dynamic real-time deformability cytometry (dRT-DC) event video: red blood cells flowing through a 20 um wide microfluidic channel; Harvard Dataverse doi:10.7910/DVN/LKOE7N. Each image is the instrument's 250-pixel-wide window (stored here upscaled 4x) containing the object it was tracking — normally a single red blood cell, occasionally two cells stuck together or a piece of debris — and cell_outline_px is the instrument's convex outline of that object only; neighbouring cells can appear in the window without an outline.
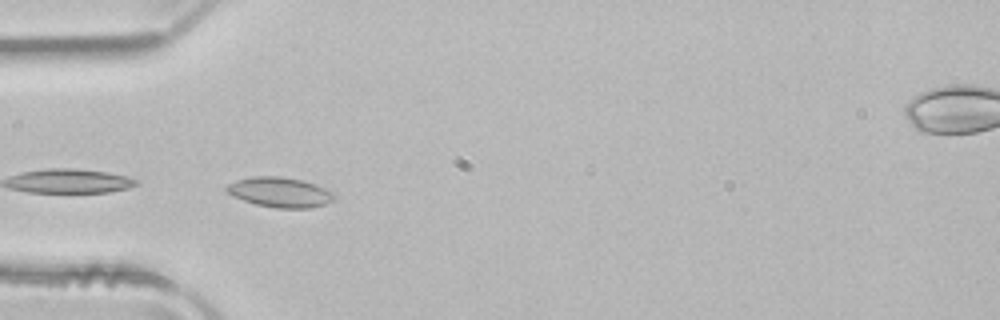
{"species": "common noctule bat (a hibernating species)", "species_latin": "Nyctalus noctula", "temperature_condition": "room temperature", "stored_images_in_passage": 14, "camera_frame_rate_fps": 3000, "um_per_image_px": 0.085, "animal": {"sex": "male", "body_mass_g": 21.5, "forearm_length_mm": 52.0}, "frame": {"image": 1, "passage_image": 12, "time_ms": 3.667, "image_size_px": [1000, 320], "cell_outline_px": [[332, 200], [324, 204], [312, 208], [276, 208], [256, 204], [244, 200], [228, 192], [224, 188], [228, 184], [236, 180], [252, 176], [280, 176], [300, 180], [324, 188], [332, 192]], "centroid_in_image_um": [23.75, 16.34], "position_along_channel_um": 61.3, "area_um2": 18.38}}